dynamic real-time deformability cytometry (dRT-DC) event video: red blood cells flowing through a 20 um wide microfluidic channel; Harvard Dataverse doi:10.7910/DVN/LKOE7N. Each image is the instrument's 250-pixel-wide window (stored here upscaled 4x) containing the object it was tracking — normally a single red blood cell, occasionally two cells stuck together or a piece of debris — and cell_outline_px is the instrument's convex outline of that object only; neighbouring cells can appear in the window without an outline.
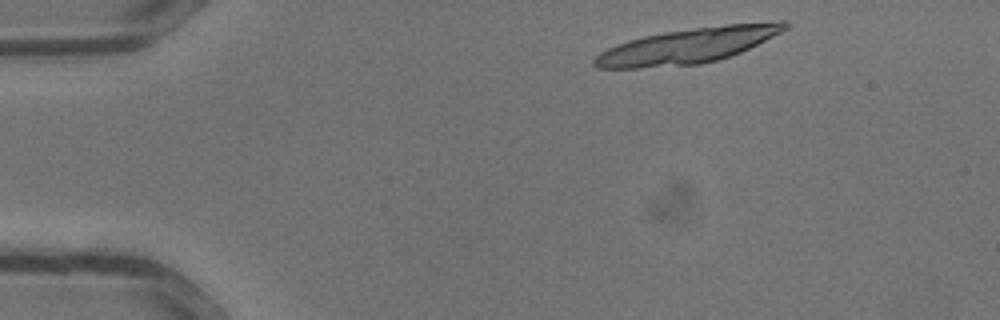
{"species": "common noctule bat (a hibernating species)", "species_latin": "Nyctalus noctula", "temperature_condition": "warm", "stored_images_in_passage": 21, "camera_frame_rate_fps": 3000, "um_per_image_px": 0.085, "animal": {"sex": "male", "body_mass_g": 13.3}, "frame": {"image": 1, "passage_image": 2, "time_ms": 0.333, "image_size_px": [1000, 320], "cell_outline_px": [[788, 28], [740, 52], [716, 60], [700, 64], [640, 68], [596, 68], [592, 64], [592, 60], [600, 52], [608, 48], [628, 40], [644, 36], [664, 32], [728, 24], [780, 20], [784, 20], [788, 24]], "centroid_in_image_um": [58.43, 3.88], "position_along_channel_um": 26.6, "area_um2": 38.67}}
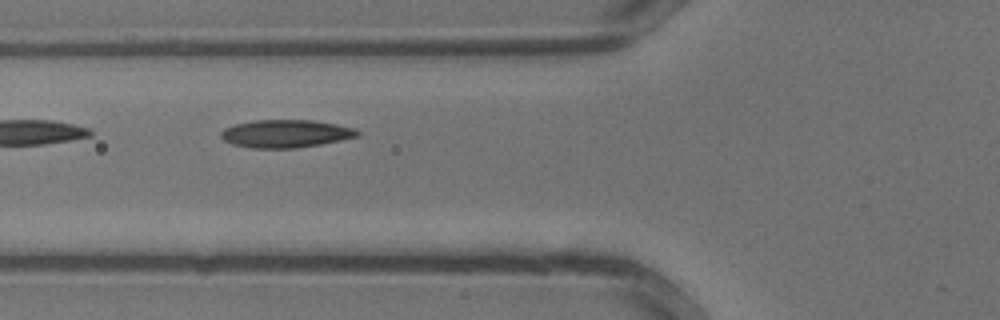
{"frame": {"image": 2, "passage_image": 10, "time_ms": 3.0, "image_size_px": [1000, 320], "cell_outline_px": [[360, 136], [320, 144], [296, 148], [252, 148], [232, 144], [224, 140], [220, 136], [220, 132], [224, 128], [236, 124], [256, 120], [312, 120], [336, 124], [352, 128], [360, 132]], "centroid_in_image_um": [24.27, 11.36], "position_along_channel_um": 101.5, "area_um2": 22.02}}
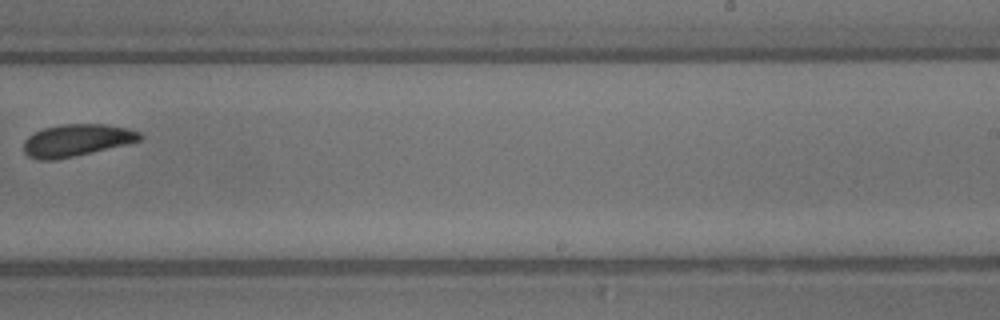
{"frame": {"image": 3, "passage_image": 19, "time_ms": 6.0, "image_size_px": [1000, 320], "cell_outline_px": [[144, 136], [140, 140], [128, 144], [56, 160], [40, 160], [28, 156], [24, 152], [24, 140], [28, 136], [44, 128], [60, 124], [104, 124], [124, 128], [140, 132]], "centroid_in_image_um": [6.5, 11.93], "position_along_channel_um": 282.5, "area_um2": 21.68}}